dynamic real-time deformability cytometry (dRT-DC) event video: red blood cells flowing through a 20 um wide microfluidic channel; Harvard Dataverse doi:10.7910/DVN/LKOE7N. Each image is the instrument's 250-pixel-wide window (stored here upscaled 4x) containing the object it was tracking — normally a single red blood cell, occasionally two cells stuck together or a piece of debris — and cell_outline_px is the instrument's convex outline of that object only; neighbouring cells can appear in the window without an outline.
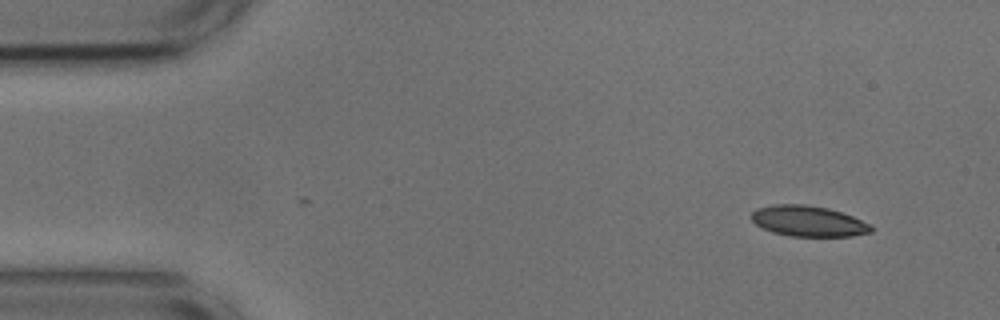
{"species": "common noctule bat (a hibernating species)", "species_latin": "Nyctalus noctula", "temperature_condition": "cold", "stored_images_in_passage": 49, "camera_frame_rate_fps": 3000, "um_per_image_px": 0.085, "animal": {"sex": "male", "body_mass_g": 17.9, "forearm_length_mm": 54.2}, "frame": {"image": 1, "passage_image": 1, "time_ms": 0.0, "image_size_px": [1000, 320], "cell_outline_px": [[872, 232], [852, 236], [788, 236], [772, 232], [756, 224], [752, 220], [752, 212], [756, 208], [772, 204], [804, 204], [828, 208], [852, 216], [872, 224]], "centroid_in_image_um": [68.71, 18.79], "position_along_channel_um": 16.3, "area_um2": 21.44}}
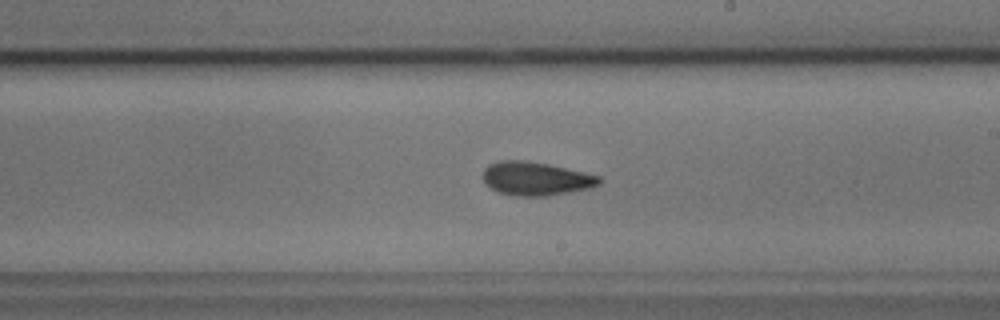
{"frame": {"image": 2, "passage_image": 27, "time_ms": 8.667, "image_size_px": [1000, 320], "cell_outline_px": [[604, 180], [600, 184], [592, 188], [548, 196], [516, 196], [496, 192], [484, 184], [484, 168], [488, 164], [500, 160], [528, 160], [548, 164], [584, 172], [600, 176]], "centroid_in_image_um": [45.55, 15.19], "position_along_channel_um": 243.4, "area_um2": 23.12}}
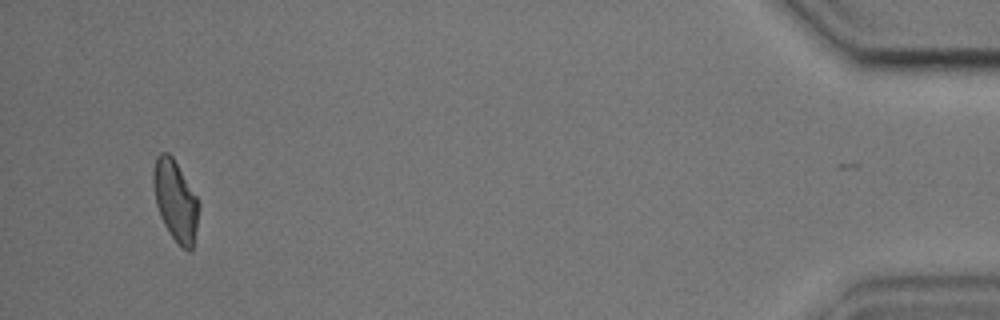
{"frame": {"image": 3, "passage_image": 48, "time_ms": 15.667, "image_size_px": [1000, 320], "cell_outline_px": [[200, 208], [192, 248], [188, 252], [172, 236], [164, 224], [160, 216], [156, 204], [152, 184], [152, 172], [156, 156], [160, 152], [168, 152], [172, 156], [196, 196], [200, 204]], "centroid_in_image_um": [14.89, 17.01], "position_along_channel_um": 420.3, "area_um2": 21.21}, "authors_computed_cell_mechanics": {"area_um2": 22.1374, "velocity_mm_per_s": 3.6532, "shape_relaxation_time_tau1_ms": 4.1567, "shape_relaxation_time_tau2_ms": 2.7812, "deformation_change_tau1": 0.1273, "deformation_change_tau2": 0.099}}